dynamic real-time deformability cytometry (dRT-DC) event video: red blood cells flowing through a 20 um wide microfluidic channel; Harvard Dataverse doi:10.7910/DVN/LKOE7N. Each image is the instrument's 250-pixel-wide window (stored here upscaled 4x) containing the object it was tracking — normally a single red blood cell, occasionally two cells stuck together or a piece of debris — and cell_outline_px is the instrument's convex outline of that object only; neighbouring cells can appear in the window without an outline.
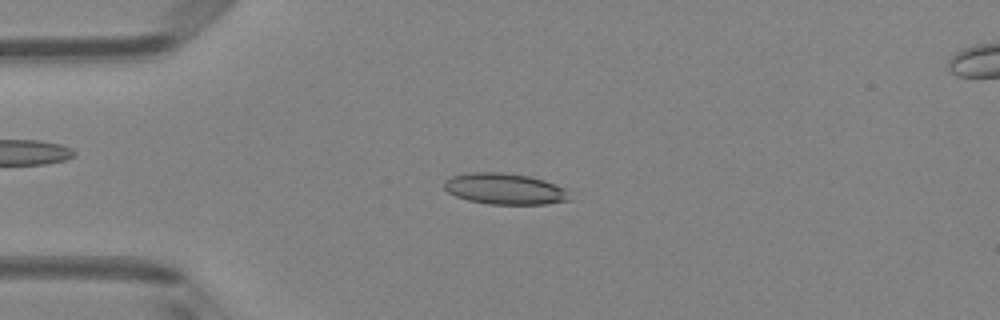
{"species": "Egyptian fruit bat (a non-hibernating species)", "species_latin": "Rousettus aegyptiacus", "temperature_condition": "room temperature", "stored_images_in_passage": 32, "camera_frame_rate_fps": 3000, "um_per_image_px": 0.085, "animal": {"sex": "female"}, "frame": {"image": 1, "passage_image": 12, "time_ms": 3.667, "image_size_px": [1000, 320], "cell_outline_px": [[572, 200], [544, 204], [488, 204], [468, 200], [456, 196], [448, 192], [444, 188], [444, 180], [452, 176], [468, 172], [504, 172], [528, 176], [544, 180], [568, 188]], "centroid_in_image_um": [42.94, 16.05], "position_along_channel_um": 42.1, "area_um2": 23.06}}
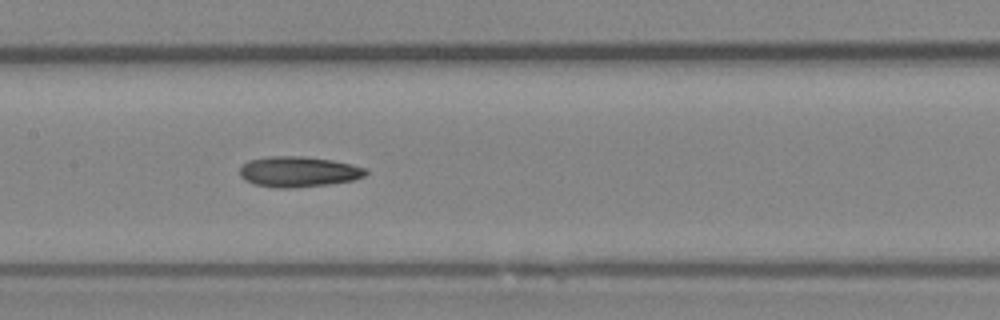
{"frame": {"image": 2, "passage_image": 24, "time_ms": 7.667, "image_size_px": [1000, 320], "cell_outline_px": [[368, 172], [364, 176], [352, 180], [328, 184], [296, 188], [276, 188], [256, 184], [244, 180], [240, 176], [240, 168], [248, 160], [268, 156], [304, 156], [332, 160], [352, 164], [368, 168]], "centroid_in_image_um": [25.37, 14.59], "position_along_channel_um": 182.0, "area_um2": 22.54}}
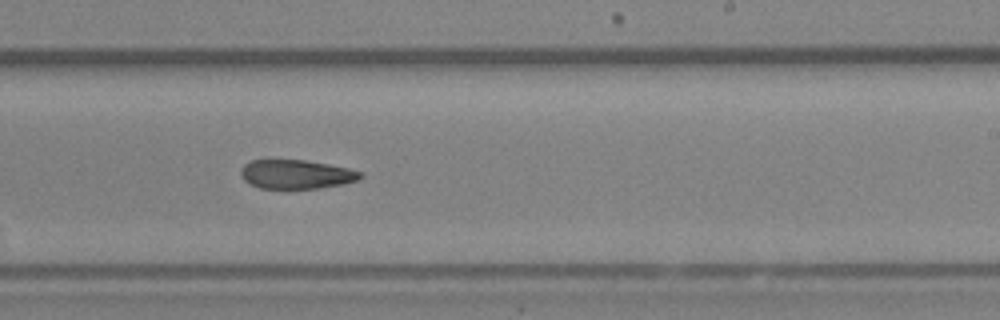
{"frame": {"image": 3, "passage_image": 30, "time_ms": 9.667, "image_size_px": [1000, 320], "cell_outline_px": [[364, 176], [360, 180], [344, 184], [320, 188], [260, 188], [248, 184], [240, 176], [240, 168], [244, 164], [252, 160], [304, 160], [328, 164], [348, 168], [364, 172]], "centroid_in_image_um": [25.2, 14.82], "position_along_channel_um": 263.8, "area_um2": 20.46}}